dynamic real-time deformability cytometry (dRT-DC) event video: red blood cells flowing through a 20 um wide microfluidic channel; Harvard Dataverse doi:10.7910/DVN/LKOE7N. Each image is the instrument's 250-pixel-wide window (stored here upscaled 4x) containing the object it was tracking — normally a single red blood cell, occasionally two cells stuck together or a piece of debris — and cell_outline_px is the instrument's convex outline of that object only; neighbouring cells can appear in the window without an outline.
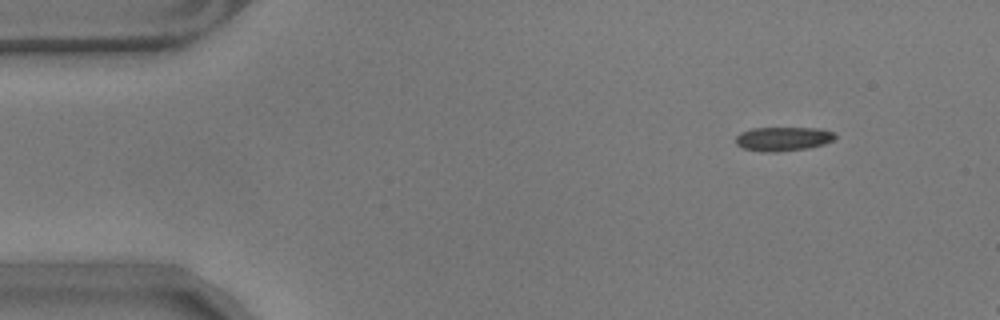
{"species": "common noctule bat (a hibernating species)", "species_latin": "Nyctalus noctula", "temperature_condition": "warm", "stored_images_in_passage": 10, "camera_frame_rate_fps": 3000, "um_per_image_px": 0.085, "animal": {"sex": "male", "body_mass_g": 17.9}, "frame": {"image": 1, "passage_image": 1, "time_ms": 0.0, "image_size_px": [1000, 320], "cell_outline_px": [[836, 140], [824, 144], [808, 148], [776, 152], [764, 152], [744, 148], [736, 144], [736, 136], [740, 132], [752, 128], [820, 128], [832, 132], [836, 136]], "centroid_in_image_um": [66.57, 11.8], "position_along_channel_um": 18.4, "area_um2": 13.99}}